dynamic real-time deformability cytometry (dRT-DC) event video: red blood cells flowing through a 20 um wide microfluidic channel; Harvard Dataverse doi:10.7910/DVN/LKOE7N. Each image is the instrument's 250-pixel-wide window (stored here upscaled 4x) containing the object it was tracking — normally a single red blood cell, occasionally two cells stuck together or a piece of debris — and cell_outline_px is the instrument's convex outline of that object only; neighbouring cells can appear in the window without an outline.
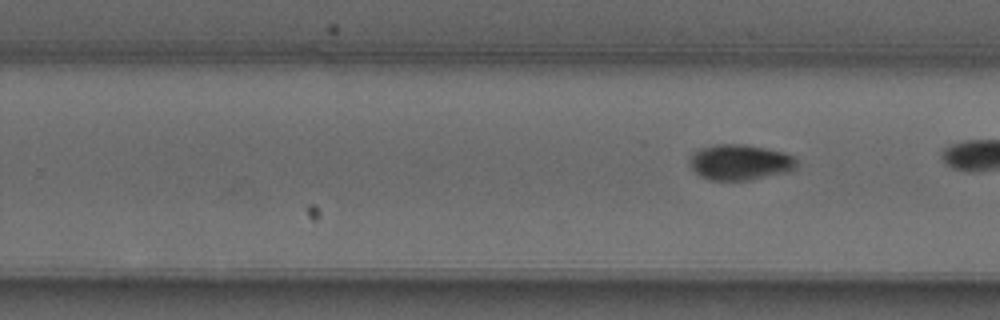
{"species": "common noctule bat (a hibernating species)", "species_latin": "Nyctalus noctula", "temperature_condition": "warm", "stored_images_in_passage": 19, "camera_frame_rate_fps": 3000, "um_per_image_px": 0.085, "animal": {"sex": "male", "forearm_length_mm": 52.5}, "frame": {"image": 1, "passage_image": 19, "time_ms": 6.0, "image_size_px": [1000, 320], "cell_outline_px": [[796, 168], [784, 172], [752, 180], [708, 180], [700, 176], [692, 168], [688, 160], [692, 152], [700, 148], [716, 144], [740, 144], [764, 148], [784, 152], [792, 156], [796, 160]], "centroid_in_image_um": [62.84, 13.79], "position_along_channel_um": 267.0, "area_um2": 22.14}}